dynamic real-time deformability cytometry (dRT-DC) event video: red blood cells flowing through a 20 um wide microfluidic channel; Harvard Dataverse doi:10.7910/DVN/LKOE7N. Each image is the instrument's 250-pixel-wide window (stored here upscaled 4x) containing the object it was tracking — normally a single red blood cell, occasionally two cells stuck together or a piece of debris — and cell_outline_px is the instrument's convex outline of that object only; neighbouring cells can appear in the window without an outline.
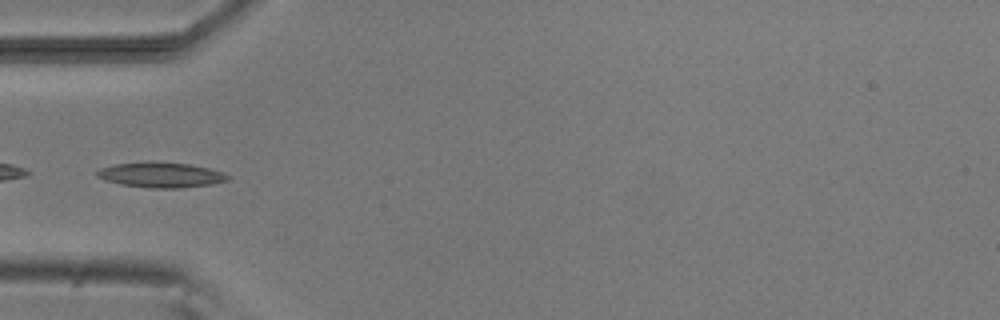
{"species": "common noctule bat (a hibernating species)", "species_latin": "Nyctalus noctula", "temperature_condition": "room temperature", "stored_images_in_passage": 6, "camera_frame_rate_fps": 3000, "um_per_image_px": 0.085, "animal": {"sex": "male", "body_mass_g": 20.5, "forearm_length_mm": 52.5}, "frame": {"image": 1, "passage_image": 4, "time_ms": 4.333, "image_size_px": [1000, 320], "cell_outline_px": [[228, 180], [212, 184], [180, 188], [152, 188], [120, 184], [104, 180], [96, 176], [96, 172], [100, 168], [116, 164], [188, 164], [208, 168], [220, 172], [228, 176]], "centroid_in_image_um": [13.66, 14.91], "position_along_channel_um": 71.3, "area_um2": 18.21}}
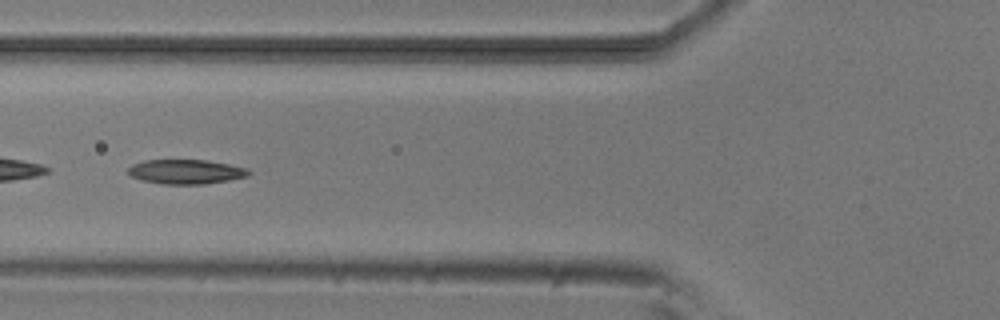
{"frame": {"image": 2, "passage_image": 5, "time_ms": 5.333, "image_size_px": [1000, 320], "cell_outline_px": [[252, 172], [248, 176], [228, 180], [204, 184], [164, 184], [144, 180], [132, 176], [128, 172], [128, 168], [132, 164], [144, 160], [208, 160], [248, 168]], "centroid_in_image_um": [15.83, 14.59], "position_along_channel_um": 110.0, "area_um2": 17.11}}
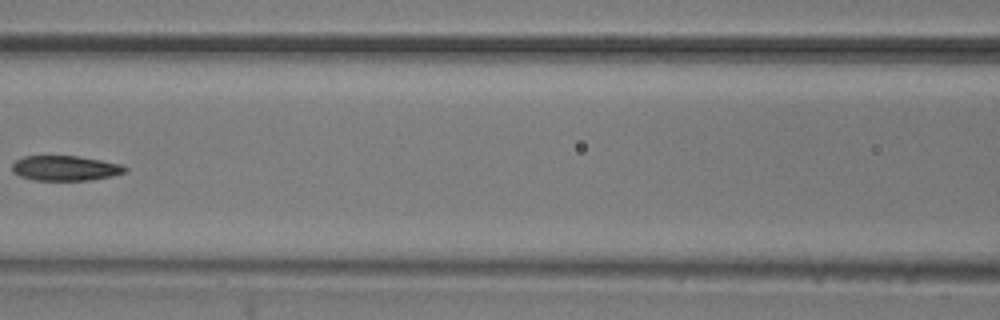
{"frame": {"image": 3, "passage_image": 6, "time_ms": 6.667, "image_size_px": [1000, 320], "cell_outline_px": [[128, 168], [124, 172], [112, 176], [92, 180], [32, 180], [20, 176], [12, 172], [12, 164], [16, 160], [24, 156], [76, 156], [100, 160], [120, 164]], "centroid_in_image_um": [5.52, 14.3], "position_along_channel_um": 161.1, "area_um2": 16.42}}